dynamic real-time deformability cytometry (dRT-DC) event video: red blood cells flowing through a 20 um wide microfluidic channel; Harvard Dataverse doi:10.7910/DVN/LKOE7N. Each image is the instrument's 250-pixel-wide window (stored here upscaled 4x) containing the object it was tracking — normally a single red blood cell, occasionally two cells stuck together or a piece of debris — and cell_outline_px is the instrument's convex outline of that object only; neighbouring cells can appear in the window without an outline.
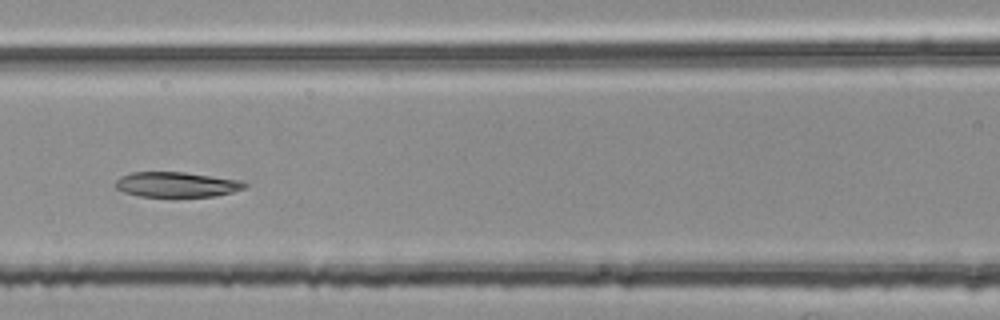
{"species": "common noctule bat (a hibernating species)", "species_latin": "Nyctalus noctula", "temperature_condition": "room temperature", "stored_images_in_passage": 51, "segment_of_instrument_passage": [2, 2], "camera_frame_rate_fps": 3000, "um_per_image_px": 0.085, "animal": {"sex": "female", "body_mass_g": 25.1}, "frame": {"image": 1, "passage_image": 24, "time_ms": 7.667, "image_size_px": [1000, 320], "cell_outline_px": [[248, 188], [216, 196], [140, 196], [124, 192], [116, 188], [112, 184], [120, 176], [132, 172], [184, 172], [244, 180], [248, 184]], "centroid_in_image_um": [15.05, 15.67], "position_along_channel_um": 151.6, "area_um2": 19.13}}
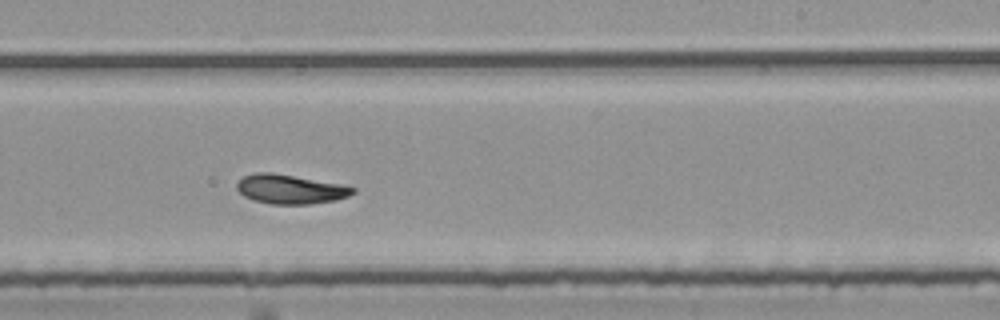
{"frame": {"image": 2, "passage_image": 33, "time_ms": 10.667, "image_size_px": [1000, 320], "cell_outline_px": [[356, 192], [348, 196], [336, 200], [308, 204], [268, 204], [244, 196], [236, 188], [236, 184], [244, 176], [256, 172], [272, 172], [340, 184], [356, 188]], "centroid_in_image_um": [24.67, 16.08], "position_along_channel_um": 264.3, "area_um2": 19.65}}
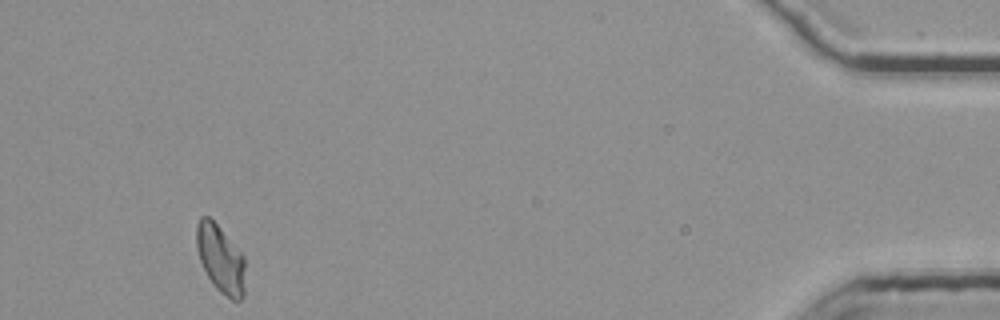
{"frame": {"image": 3, "passage_image": 51, "time_ms": 16.667, "image_size_px": [1000, 320], "cell_outline_px": [[244, 296], [240, 300], [232, 300], [220, 292], [212, 284], [200, 260], [196, 248], [196, 224], [200, 216], [208, 216], [220, 228], [244, 256]], "centroid_in_image_um": [18.73, 22.01], "position_along_channel_um": 416.5, "area_um2": 19.13}}